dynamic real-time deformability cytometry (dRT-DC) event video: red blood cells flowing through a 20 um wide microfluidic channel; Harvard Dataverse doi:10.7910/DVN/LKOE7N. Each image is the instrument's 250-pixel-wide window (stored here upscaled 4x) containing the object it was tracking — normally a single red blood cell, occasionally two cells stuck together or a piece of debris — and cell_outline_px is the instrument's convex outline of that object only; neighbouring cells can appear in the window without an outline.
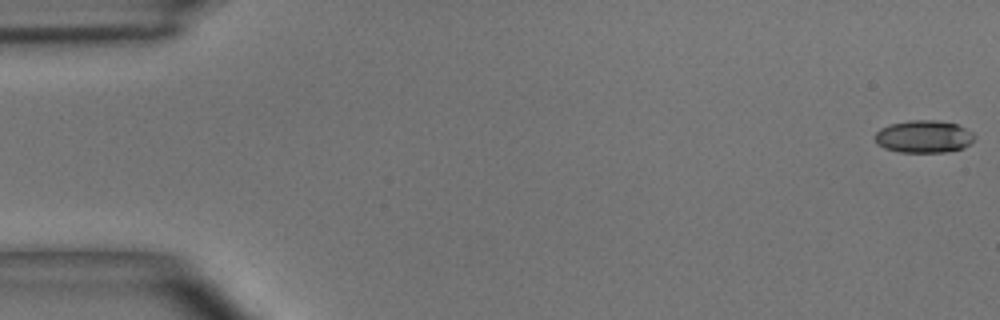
{"species": "common noctule bat (a hibernating species)", "species_latin": "Nyctalus noctula", "temperature_condition": "room temperature", "stored_images_in_passage": 50, "camera_frame_rate_fps": 3000, "um_per_image_px": 0.085, "animal": {"sex": "male", "body_mass_g": 15.6}, "frame": {"image": 1, "passage_image": 1, "time_ms": 0.0, "image_size_px": [1000, 320], "cell_outline_px": [[976, 136], [964, 148], [948, 152], [900, 152], [884, 148], [876, 144], [876, 132], [880, 128], [892, 124], [912, 120], [936, 120], [956, 124], [972, 132]], "centroid_in_image_um": [78.52, 11.62], "position_along_channel_um": 6.5, "area_um2": 18.73}}
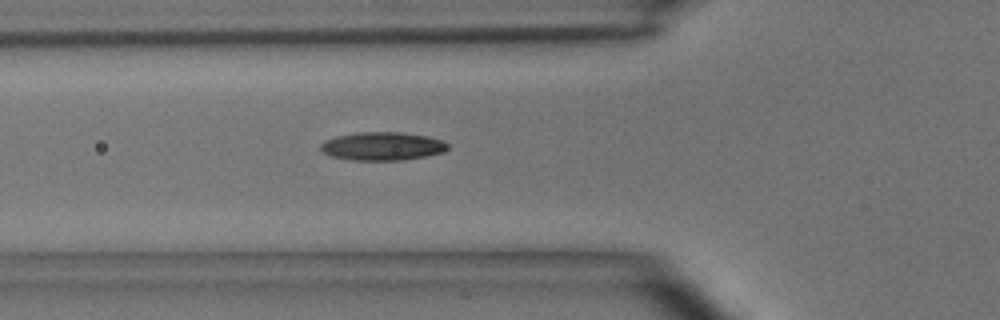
{"frame": {"image": 2, "passage_image": 18, "time_ms": 5.667, "image_size_px": [1000, 320], "cell_outline_px": [[448, 148], [444, 152], [404, 160], [352, 160], [332, 156], [320, 152], [320, 144], [324, 140], [336, 136], [356, 132], [400, 132], [428, 136], [444, 140], [448, 144]], "centroid_in_image_um": [32.48, 12.42], "position_along_channel_um": 93.3, "area_um2": 21.15}}
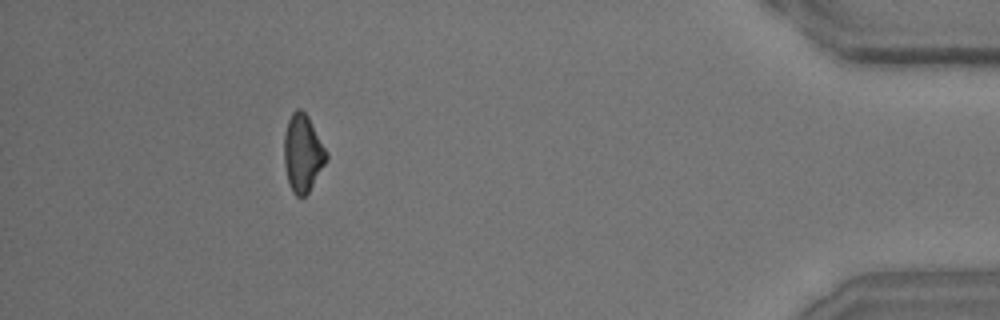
{"frame": {"image": 3, "passage_image": 46, "time_ms": 15.0, "image_size_px": [1000, 320], "cell_outline_px": [[328, 160], [308, 192], [304, 196], [296, 196], [292, 192], [288, 184], [284, 164], [284, 132], [288, 120], [292, 112], [296, 108], [300, 108], [308, 116], [328, 152]], "centroid_in_image_um": [25.73, 13.01], "position_along_channel_um": 409.5, "area_um2": 19.31}, "authors_computed_cell_mechanics": {"area_um2": 19.5075, "velocity_mm_per_s": 3.9855, "shape_relaxation_time_tau1_ms": 6.7797, "shape_relaxation_time_tau2_ms": 7.6492, "deformation_change_tau1": 0.1579, "deformation_change_tau2": 0.1746}}